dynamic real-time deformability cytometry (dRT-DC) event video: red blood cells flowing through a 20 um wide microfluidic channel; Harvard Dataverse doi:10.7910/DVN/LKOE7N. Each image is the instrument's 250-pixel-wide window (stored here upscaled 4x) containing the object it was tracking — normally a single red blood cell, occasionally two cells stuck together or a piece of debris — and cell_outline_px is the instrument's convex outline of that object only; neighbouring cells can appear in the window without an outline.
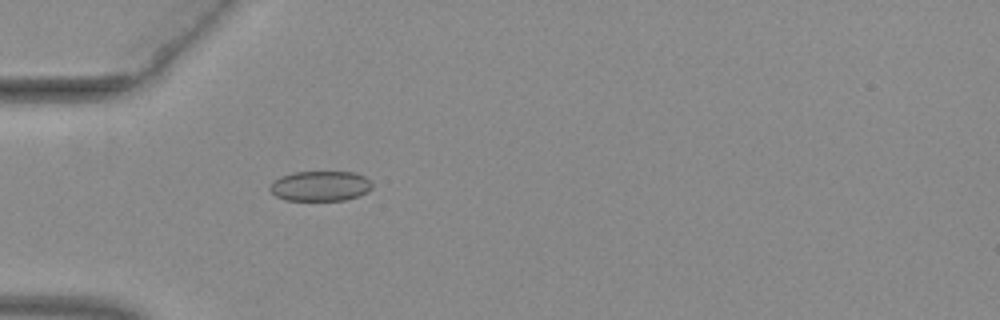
{"species": "common noctule bat (a hibernating species)", "species_latin": "Nyctalus noctula", "temperature_condition": "warm", "stored_images_in_passage": 39, "camera_frame_rate_fps": 3000, "um_per_image_px": 0.085, "animal": {"sex": "female", "body_mass_g": 29.2, "forearm_length_mm": 56.3}, "frame": {"image": 1, "passage_image": 4, "time_ms": 1.0, "image_size_px": [1000, 320], "cell_outline_px": [[372, 188], [368, 192], [360, 196], [344, 200], [284, 200], [276, 196], [268, 188], [272, 180], [280, 176], [292, 172], [356, 172], [364, 176], [372, 184]], "centroid_in_image_um": [27.21, 15.81], "position_along_channel_um": 57.8, "area_um2": 18.15}}
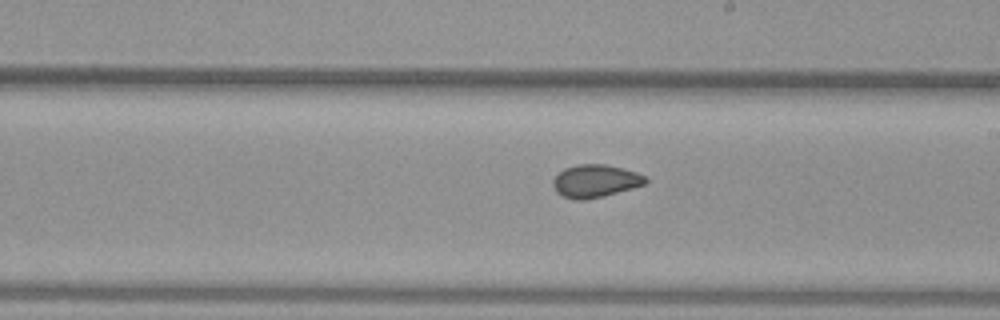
{"frame": {"image": 2, "passage_image": 18, "time_ms": 5.667, "image_size_px": [1000, 320], "cell_outline_px": [[648, 180], [644, 184], [632, 188], [604, 196], [584, 200], [572, 200], [560, 196], [556, 192], [552, 184], [552, 180], [564, 168], [576, 164], [604, 164], [624, 168], [636, 172], [644, 176]], "centroid_in_image_um": [50.56, 15.39], "position_along_channel_um": 238.4, "area_um2": 17.8}}
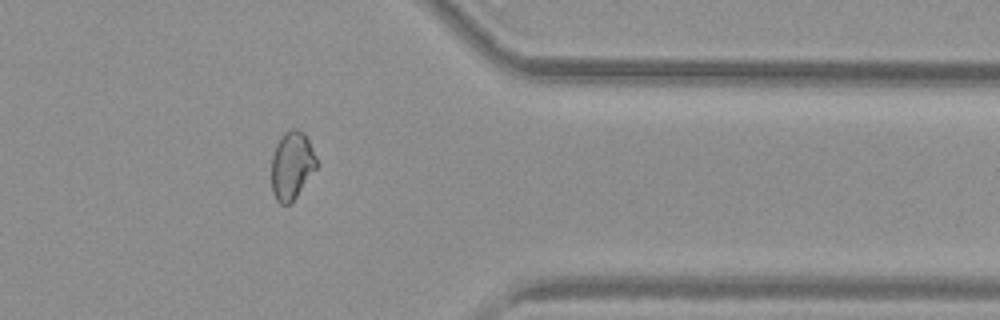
{"frame": {"image": 3, "passage_image": 30, "time_ms": 9.667, "image_size_px": [1000, 320], "cell_outline_px": [[316, 168], [296, 196], [288, 204], [280, 204], [276, 200], [272, 192], [272, 156], [276, 144], [280, 136], [284, 132], [292, 128], [296, 128], [304, 132], [316, 156]], "centroid_in_image_um": [24.78, 14.03], "position_along_channel_um": 386.6, "area_um2": 17.69}, "authors_computed_cell_mechanics": {"area_um2": 17.6868, "velocity_mm_per_s": 4.0184, "shape_relaxation_time_tau1_ms": null, "shape_relaxation_time_tau2_ms": 1.3869, "deformation_change_tau1": null, "deformation_change_tau2": 0.0566}}